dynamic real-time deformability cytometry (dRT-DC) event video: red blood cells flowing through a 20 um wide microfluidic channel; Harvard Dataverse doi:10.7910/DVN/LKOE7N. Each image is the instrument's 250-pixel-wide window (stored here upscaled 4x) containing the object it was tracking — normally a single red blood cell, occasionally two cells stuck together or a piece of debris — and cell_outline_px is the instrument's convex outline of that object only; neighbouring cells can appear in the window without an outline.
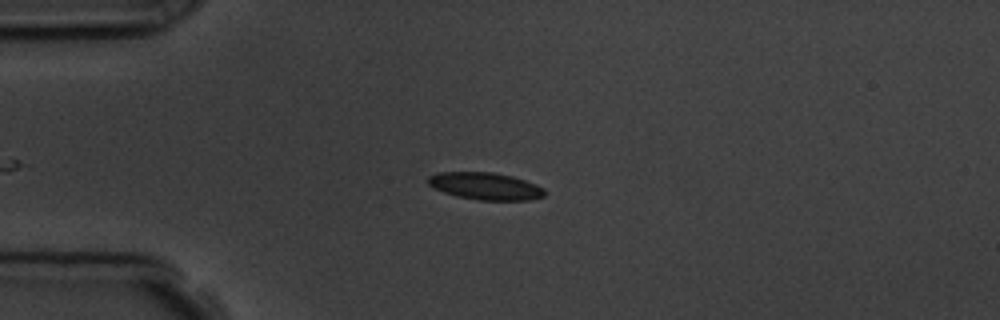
{"species": "common noctule bat (a hibernating species)", "species_latin": "Nyctalus noctula", "temperature_condition": "room temperature", "stored_images_in_passage": 5, "camera_frame_rate_fps": 3000, "um_per_image_px": 0.085, "animal": {"sex": "male", "body_mass_g": 19.5, "forearm_length_mm": 54.6}, "frame": {"image": 1, "passage_image": 1, "time_ms": 0.0, "image_size_px": [1000, 320], "cell_outline_px": [[544, 196], [528, 200], [476, 200], [456, 196], [444, 192], [428, 184], [428, 176], [440, 172], [496, 172], [512, 176], [536, 184], [544, 188]], "centroid_in_image_um": [41.26, 15.82], "position_along_channel_um": 43.7, "area_um2": 18.44}}